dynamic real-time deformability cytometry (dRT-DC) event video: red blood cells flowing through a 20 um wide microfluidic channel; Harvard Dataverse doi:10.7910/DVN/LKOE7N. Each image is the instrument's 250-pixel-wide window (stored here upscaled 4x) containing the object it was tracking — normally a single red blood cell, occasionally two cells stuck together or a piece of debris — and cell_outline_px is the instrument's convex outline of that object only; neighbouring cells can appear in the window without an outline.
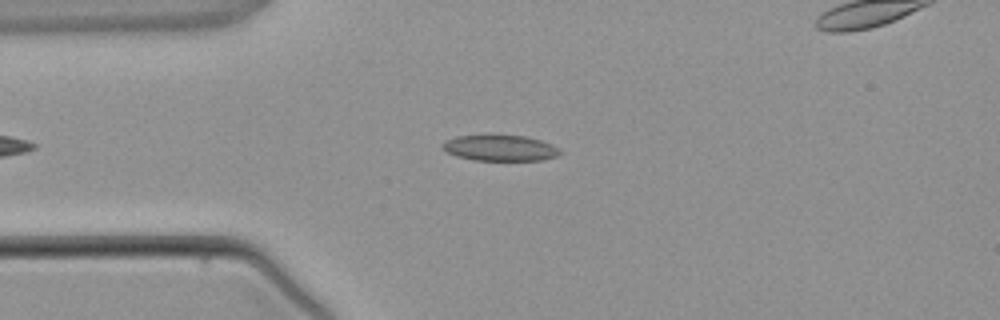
{"species": "common noctule bat (a hibernating species)", "species_latin": "Nyctalus noctula", "temperature_condition": "warm", "stored_images_in_passage": 3, "segment_of_instrument_passage": [1, 2], "camera_frame_rate_fps": 3000, "um_per_image_px": 0.085, "animal": {"sex": "male", "body_mass_g": 21.5, "forearm_length_mm": 52.0}, "frame": {"image": 1, "passage_image": 2, "time_ms": 1.0, "image_size_px": [1000, 320], "cell_outline_px": [[564, 152], [560, 156], [544, 160], [472, 160], [456, 156], [440, 148], [440, 144], [444, 140], [456, 136], [484, 132], [492, 132], [528, 136], [552, 144], [560, 148]], "centroid_in_image_um": [42.49, 12.52], "position_along_channel_um": 42.5, "area_um2": 19.07}}